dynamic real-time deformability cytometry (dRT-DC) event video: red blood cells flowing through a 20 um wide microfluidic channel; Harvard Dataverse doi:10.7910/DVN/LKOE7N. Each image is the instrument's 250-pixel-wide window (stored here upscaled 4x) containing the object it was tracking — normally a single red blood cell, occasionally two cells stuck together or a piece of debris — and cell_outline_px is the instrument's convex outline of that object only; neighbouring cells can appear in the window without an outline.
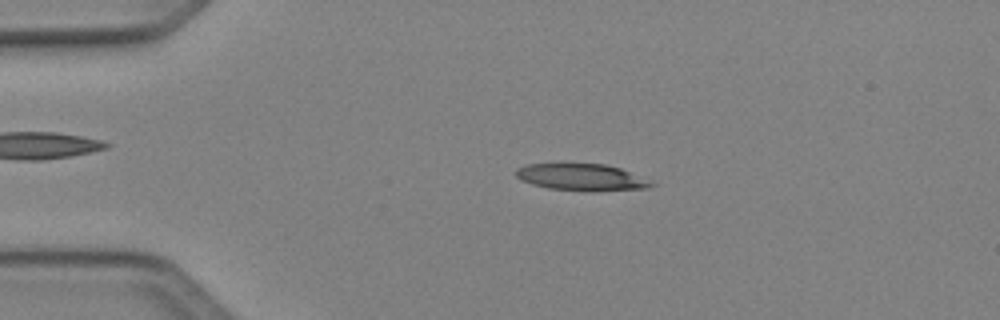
{"species": "Egyptian fruit bat (a non-hibernating species)", "species_latin": "Rousettus aegyptiacus", "temperature_condition": "cold", "stored_images_in_passage": 49, "camera_frame_rate_fps": 3000, "um_per_image_px": 0.085, "animal": {"sex": "female"}, "frame": {"image": 1, "passage_image": 10, "time_ms": 3.0, "image_size_px": [1000, 320], "cell_outline_px": [[656, 184], [648, 188], [592, 192], [588, 192], [548, 188], [532, 184], [520, 180], [516, 176], [516, 168], [528, 164], [604, 164], [620, 168]], "centroid_in_image_um": [49.4, 15.08], "position_along_channel_um": 35.6, "area_um2": 21.1}}
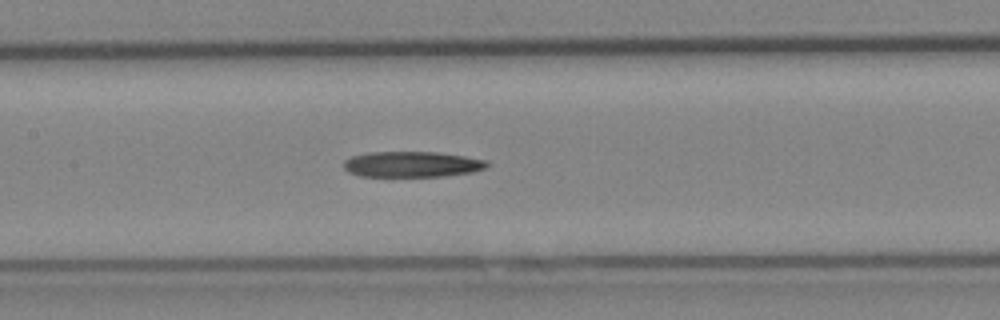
{"frame": {"image": 2, "passage_image": 23, "time_ms": 7.333, "image_size_px": [1000, 320], "cell_outline_px": [[492, 164], [484, 168], [472, 172], [444, 176], [360, 176], [348, 172], [344, 168], [344, 160], [352, 156], [368, 152], [436, 152], [464, 156], [484, 160]], "centroid_in_image_um": [35.0, 13.96], "position_along_channel_um": 172.4, "area_um2": 21.39}}
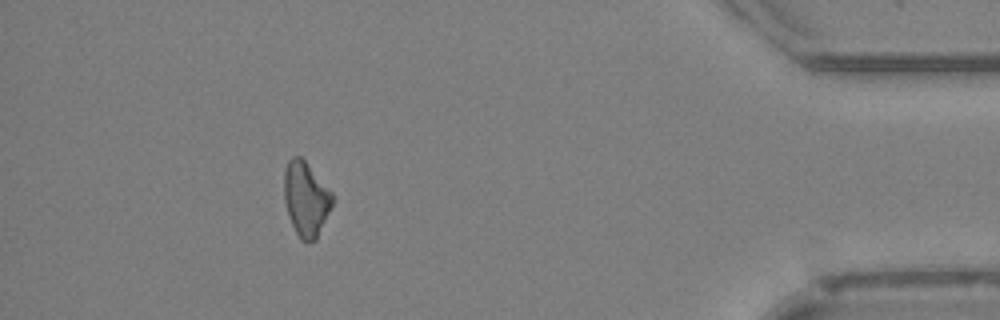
{"frame": {"image": 3, "passage_image": 44, "time_ms": 14.333, "image_size_px": [1000, 320], "cell_outline_px": [[332, 204], [316, 240], [300, 240], [288, 216], [284, 200], [284, 172], [288, 160], [292, 156], [300, 156], [304, 160], [332, 192]], "centroid_in_image_um": [25.98, 16.89], "position_along_channel_um": 409.2, "area_um2": 20.63}}